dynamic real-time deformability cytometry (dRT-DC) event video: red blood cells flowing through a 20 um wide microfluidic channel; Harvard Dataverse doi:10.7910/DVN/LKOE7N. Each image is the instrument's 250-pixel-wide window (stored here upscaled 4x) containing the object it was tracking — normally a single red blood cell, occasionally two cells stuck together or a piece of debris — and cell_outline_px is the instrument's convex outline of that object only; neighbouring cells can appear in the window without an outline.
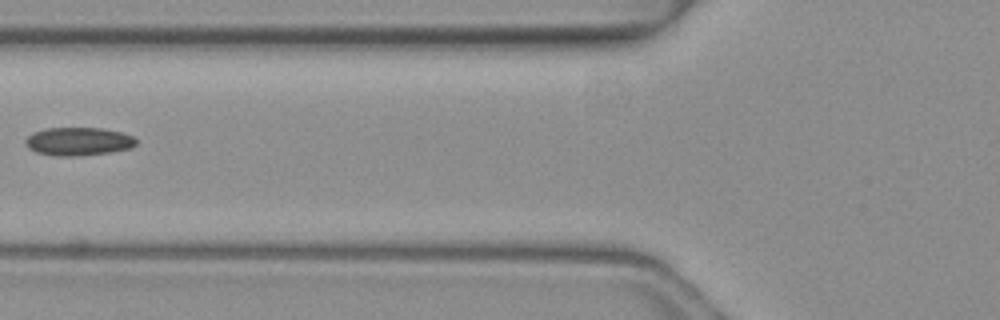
{"species": "common noctule bat (a hibernating species)", "species_latin": "Nyctalus noctula", "temperature_condition": "warm", "stored_images_in_passage": 3, "camera_frame_rate_fps": 3000, "um_per_image_px": 0.085, "animal": {"sex": "female", "body_mass_g": 19.3, "forearm_length_mm": 54.1}, "frame": {"image": 1, "passage_image": 3, "time_ms": 0.667, "image_size_px": [1000, 320], "cell_outline_px": [[136, 144], [132, 148], [112, 152], [76, 156], [52, 156], [36, 152], [28, 148], [24, 144], [24, 140], [32, 132], [44, 128], [104, 128], [120, 132], [132, 136], [136, 140]], "centroid_in_image_um": [6.62, 12.02], "position_along_channel_um": 119.2, "area_um2": 18.44}}